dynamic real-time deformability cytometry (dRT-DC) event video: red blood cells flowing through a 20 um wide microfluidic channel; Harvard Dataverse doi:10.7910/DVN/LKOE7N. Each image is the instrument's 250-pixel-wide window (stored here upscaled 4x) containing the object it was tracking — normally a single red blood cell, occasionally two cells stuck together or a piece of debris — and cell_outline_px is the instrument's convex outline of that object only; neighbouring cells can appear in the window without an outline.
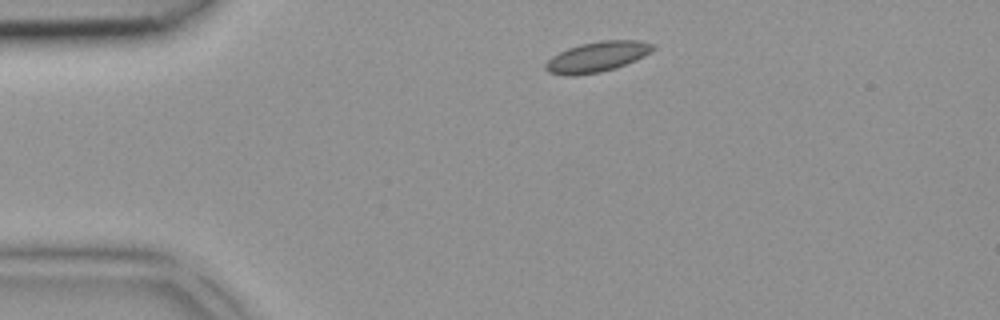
{"species": "common noctule bat (a hibernating species)", "species_latin": "Nyctalus noctula", "temperature_condition": "room temperature", "stored_images_in_passage": 2, "camera_frame_rate_fps": 3000, "um_per_image_px": 0.085, "animal": {"sex": "female", "body_mass_g": 18.4}, "frame": {"image": 1, "passage_image": 1, "time_ms": 0.0, "image_size_px": [1000, 320], "cell_outline_px": [[656, 48], [652, 52], [636, 60], [616, 68], [600, 72], [572, 76], [548, 72], [544, 68], [544, 64], [552, 56], [568, 48], [580, 44], [600, 40], [640, 40], [656, 44]], "centroid_in_image_um": [50.8, 4.81], "position_along_channel_um": 34.2, "area_um2": 19.13}}